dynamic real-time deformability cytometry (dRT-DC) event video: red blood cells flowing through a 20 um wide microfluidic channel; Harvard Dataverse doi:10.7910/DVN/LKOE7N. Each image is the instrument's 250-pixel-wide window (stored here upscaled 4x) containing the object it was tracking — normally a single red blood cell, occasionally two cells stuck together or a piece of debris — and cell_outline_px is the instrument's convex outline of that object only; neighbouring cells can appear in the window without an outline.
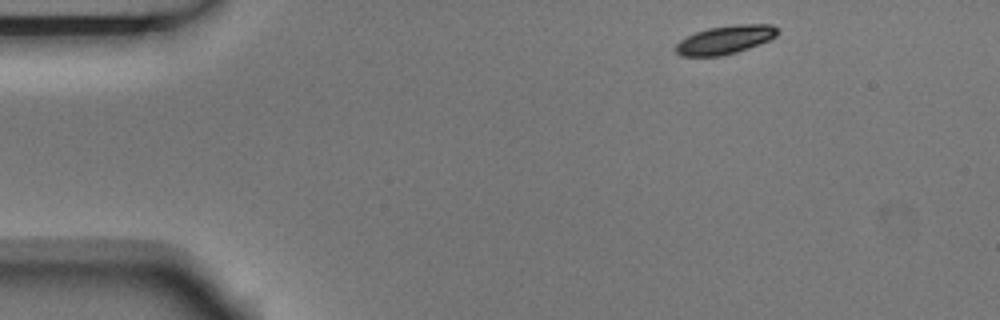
{"species": "Egyptian fruit bat (a non-hibernating species)", "species_latin": "Rousettus aegyptiacus", "temperature_condition": "room temperature", "stored_images_in_passage": 3, "camera_frame_rate_fps": 3000, "um_per_image_px": 0.085, "animal": {"sex": "male"}, "frame": {"image": 1, "passage_image": 1, "time_ms": 0.0, "image_size_px": [1000, 320], "cell_outline_px": [[780, 32], [776, 36], [768, 40], [748, 48], [736, 52], [720, 56], [680, 56], [676, 52], [676, 44], [680, 40], [696, 32], [708, 28], [732, 24], [772, 24]], "centroid_in_image_um": [61.64, 3.37], "position_along_channel_um": 23.4, "area_um2": 16.82}}